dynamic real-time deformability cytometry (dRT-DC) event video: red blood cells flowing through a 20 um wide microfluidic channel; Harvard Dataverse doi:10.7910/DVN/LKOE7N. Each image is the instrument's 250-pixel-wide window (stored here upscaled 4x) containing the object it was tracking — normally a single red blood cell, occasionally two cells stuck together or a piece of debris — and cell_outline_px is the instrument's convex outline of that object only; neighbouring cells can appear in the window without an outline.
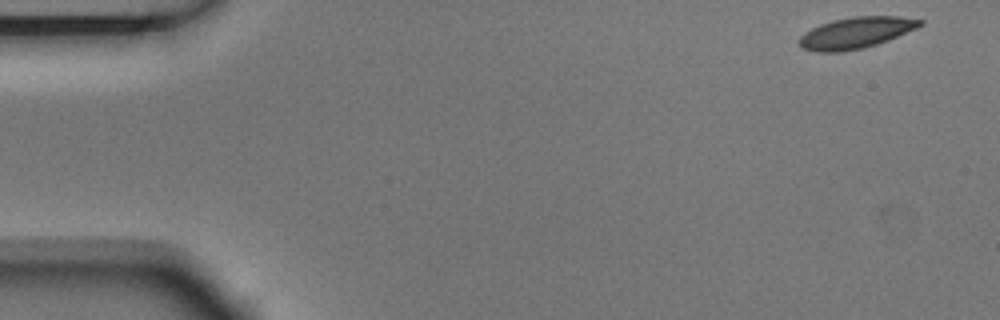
{"species": "Egyptian fruit bat (a non-hibernating species)", "species_latin": "Rousettus aegyptiacus", "temperature_condition": "room temperature", "stored_images_in_passage": 8, "camera_frame_rate_fps": 3000, "um_per_image_px": 0.085, "animal": {"sex": "male"}, "frame": {"image": 1, "passage_image": 1, "time_ms": 0.0, "image_size_px": [1000, 320], "cell_outline_px": [[924, 24], [916, 28], [888, 40], [864, 48], [840, 52], [816, 52], [804, 48], [796, 40], [804, 32], [820, 24], [832, 20], [852, 16], [900, 16], [924, 20]], "centroid_in_image_um": [72.74, 2.78], "position_along_channel_um": 12.3, "area_um2": 22.08}}
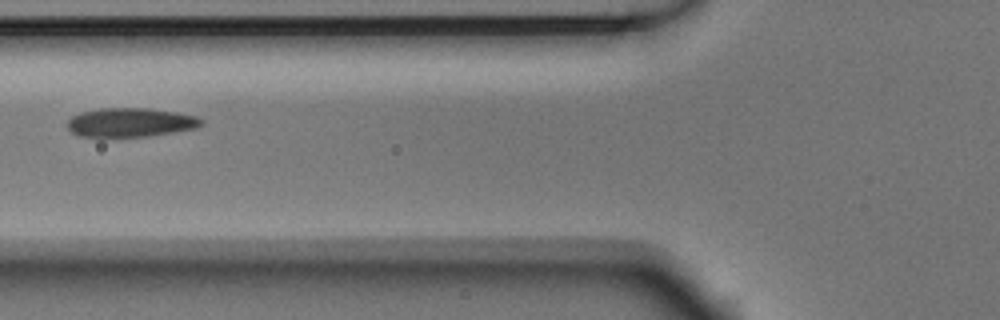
{"frame": {"image": 2, "passage_image": 6, "time_ms": 1.667, "image_size_px": [1000, 320], "cell_outline_px": [[204, 124], [200, 128], [148, 136], [80, 136], [72, 132], [64, 124], [72, 116], [80, 112], [100, 108], [148, 108], [176, 112], [196, 116], [204, 120]], "centroid_in_image_um": [11.12, 10.4], "position_along_channel_um": 114.7, "area_um2": 22.77}}
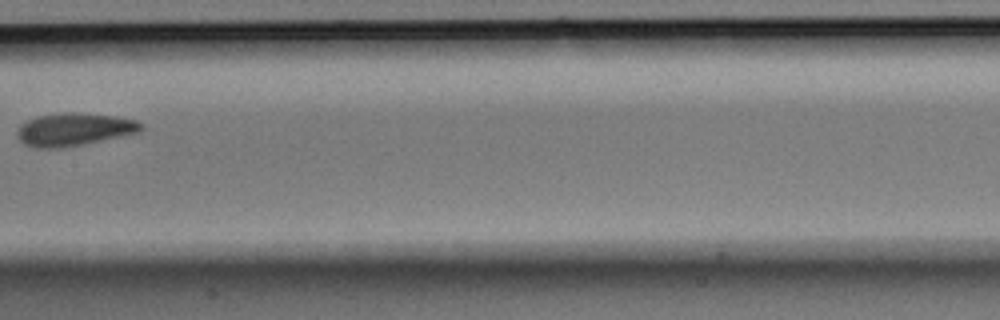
{"frame": {"image": 3, "passage_image": 8, "time_ms": 2.333, "image_size_px": [1000, 320], "cell_outline_px": [[144, 128], [140, 132], [60, 148], [36, 148], [24, 144], [20, 140], [16, 132], [20, 124], [36, 116], [64, 112], [76, 112], [116, 116], [136, 120], [144, 124]], "centroid_in_image_um": [6.29, 10.98], "position_along_channel_um": 201.1, "area_um2": 23.64}}